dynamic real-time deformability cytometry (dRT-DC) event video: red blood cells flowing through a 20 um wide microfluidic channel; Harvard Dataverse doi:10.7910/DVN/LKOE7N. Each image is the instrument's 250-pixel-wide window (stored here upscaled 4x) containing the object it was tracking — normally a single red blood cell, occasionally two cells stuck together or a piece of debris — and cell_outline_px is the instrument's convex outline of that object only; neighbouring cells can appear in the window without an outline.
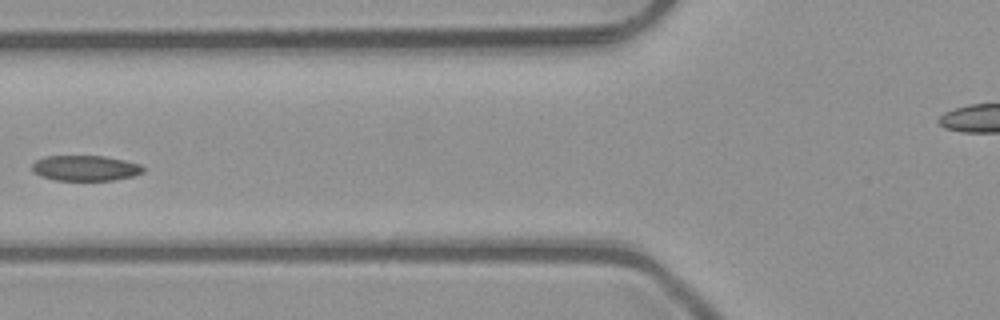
{"species": "common noctule bat (a hibernating species)", "species_latin": "Nyctalus noctula", "temperature_condition": "room temperature", "stored_images_in_passage": 4, "camera_frame_rate_fps": 3000, "um_per_image_px": 0.085, "animal": {"sex": "male", "body_mass_g": 23.1, "forearm_length_mm": 52.7}, "frame": {"image": 1, "passage_image": 3, "time_ms": 0.667, "image_size_px": [1000, 320], "cell_outline_px": [[144, 172], [132, 176], [112, 180], [56, 180], [40, 176], [32, 172], [32, 164], [36, 160], [44, 156], [104, 156], [124, 160], [140, 164], [144, 168]], "centroid_in_image_um": [7.23, 14.28], "position_along_channel_um": 118.6, "area_um2": 16.47}}
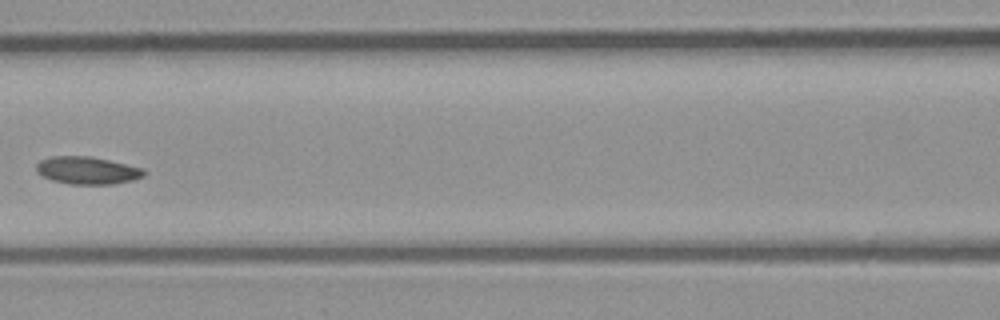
{"frame": {"image": 2, "passage_image": 4, "time_ms": 1.0, "image_size_px": [1000, 320], "cell_outline_px": [[148, 172], [144, 176], [132, 180], [112, 184], [72, 184], [52, 180], [36, 172], [36, 164], [40, 160], [52, 156], [92, 156], [144, 168]], "centroid_in_image_um": [7.44, 14.47], "position_along_channel_um": 159.2, "area_um2": 17.34}}